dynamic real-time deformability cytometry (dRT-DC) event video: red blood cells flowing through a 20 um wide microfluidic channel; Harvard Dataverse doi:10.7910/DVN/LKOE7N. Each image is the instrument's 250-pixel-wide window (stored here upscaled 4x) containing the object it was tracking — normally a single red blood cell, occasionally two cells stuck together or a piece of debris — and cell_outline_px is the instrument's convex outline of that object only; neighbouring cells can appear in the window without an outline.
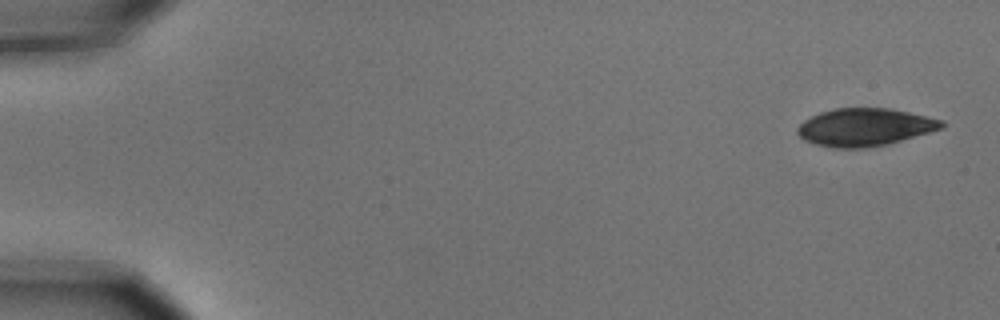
{"species": "common noctule bat (a hibernating species)", "species_latin": "Nyctalus noctula", "temperature_condition": "cold", "stored_images_in_passage": 5, "camera_frame_rate_fps": 3000, "um_per_image_px": 0.085, "animal": {"sex": "male", "body_mass_g": 15.6}, "frame": {"image": 1, "passage_image": 1, "time_ms": 0.0, "image_size_px": [1000, 320], "cell_outline_px": [[944, 128], [888, 144], [864, 148], [832, 148], [816, 144], [804, 140], [796, 132], [796, 128], [804, 120], [820, 112], [836, 108], [892, 108], [928, 116], [944, 120]], "centroid_in_image_um": [73.52, 10.81], "position_along_channel_um": 11.5, "area_um2": 31.85}}